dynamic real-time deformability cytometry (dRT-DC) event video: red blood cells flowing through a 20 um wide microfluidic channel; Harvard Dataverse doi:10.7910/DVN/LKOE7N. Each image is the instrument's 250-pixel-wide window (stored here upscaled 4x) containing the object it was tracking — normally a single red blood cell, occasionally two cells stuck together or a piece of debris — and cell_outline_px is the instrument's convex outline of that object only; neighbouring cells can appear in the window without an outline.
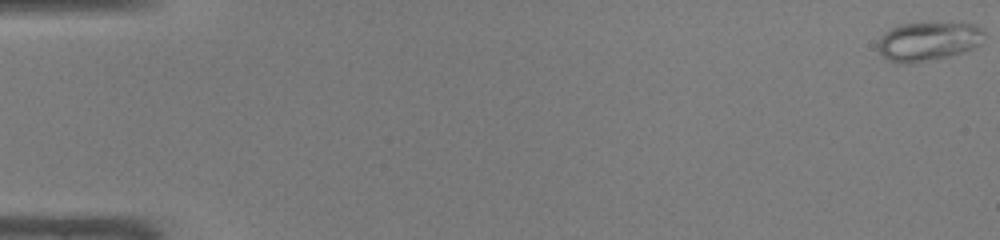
{"species": "common noctule bat (a hibernating species)", "species_latin": "Nyctalus noctula", "temperature_condition": "warm", "stored_images_in_passage": 49, "camera_frame_rate_fps": 3000, "um_per_image_px": 0.085, "animal": {"sex": "male", "body_mass_g": 19.0, "forearm_length_mm": 50.8}, "frame": {"image": 1, "passage_image": 1, "time_ms": 0.0, "image_size_px": [1000, 240], "cell_outline_px": [[984, 32], [980, 44], [972, 48], [948, 56], [908, 64], [896, 64], [888, 60], [876, 48], [884, 32], [900, 24], [972, 24], [984, 28]], "centroid_in_image_um": [78.86, 3.53], "position_along_channel_um": 6.1, "area_um2": 23.64}}
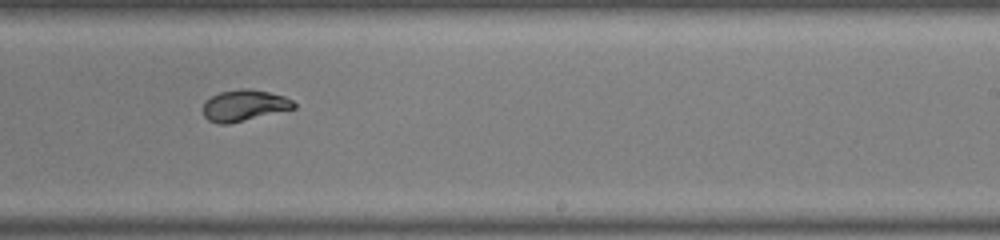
{"frame": {"image": 2, "passage_image": 31, "time_ms": 10.0, "image_size_px": [1000, 240], "cell_outline_px": [[296, 108], [228, 124], [220, 124], [208, 120], [204, 116], [204, 100], [220, 92], [244, 88], [248, 88], [268, 92], [284, 96], [292, 100], [296, 104]], "centroid_in_image_um": [20.76, 8.96], "position_along_channel_um": 268.2, "area_um2": 16.42}}
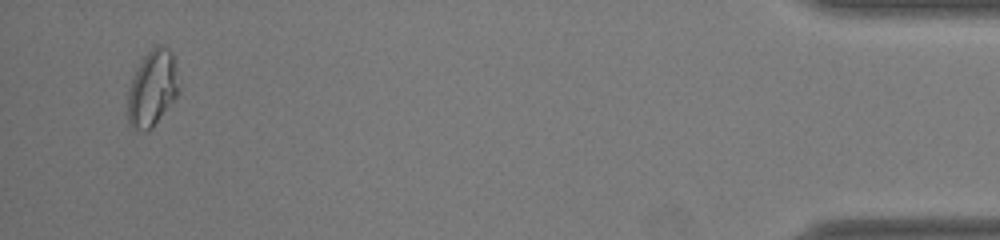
{"frame": {"image": 3, "passage_image": 47, "time_ms": 15.333, "image_size_px": [1000, 240], "cell_outline_px": [[180, 88], [176, 96], [152, 128], [144, 132], [132, 128], [128, 124], [128, 92], [132, 80], [144, 56], [156, 44], [160, 44], [168, 48], [172, 52], [180, 84]], "centroid_in_image_um": [12.96, 7.52], "position_along_channel_um": 422.2, "area_um2": 22.48}, "authors_computed_cell_mechanics": {"area_um2": 18.1492, "velocity_mm_per_s": 4.277, "shape_relaxation_time_tau1_ms": 4.2574, "shape_relaxation_time_tau2_ms": null, "deformation_change_tau1": 0.1676, "deformation_change_tau2": null}}